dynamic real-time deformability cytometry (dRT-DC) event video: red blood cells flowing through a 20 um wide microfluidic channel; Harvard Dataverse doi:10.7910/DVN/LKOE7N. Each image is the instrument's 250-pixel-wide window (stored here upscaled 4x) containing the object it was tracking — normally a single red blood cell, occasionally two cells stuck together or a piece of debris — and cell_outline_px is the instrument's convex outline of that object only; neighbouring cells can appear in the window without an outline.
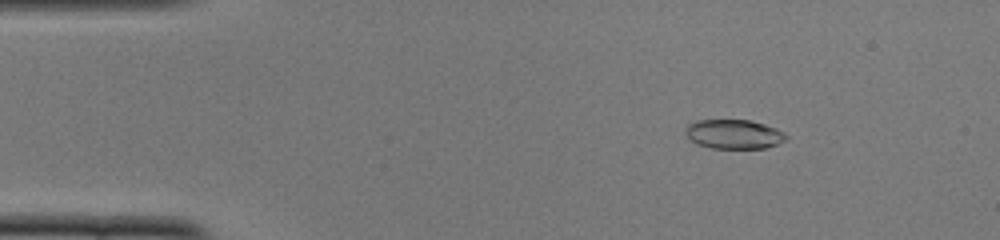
{"species": "common noctule bat (a hibernating species)", "species_latin": "Nyctalus noctula", "temperature_condition": "cold", "stored_images_in_passage": 50, "camera_frame_rate_fps": 3000, "um_per_image_px": 0.085, "animal": {"sex": "female", "body_mass_g": 22.0, "forearm_length_mm": 56.7}, "frame": {"image": 1, "passage_image": 6, "time_ms": 1.667, "image_size_px": [1000, 240], "cell_outline_px": [[788, 136], [784, 140], [776, 144], [764, 148], [712, 148], [696, 144], [684, 132], [688, 124], [696, 120], [748, 120], [764, 124], [776, 128], [784, 132]], "centroid_in_image_um": [62.36, 11.4], "position_along_channel_um": 22.6, "area_um2": 17.05}}
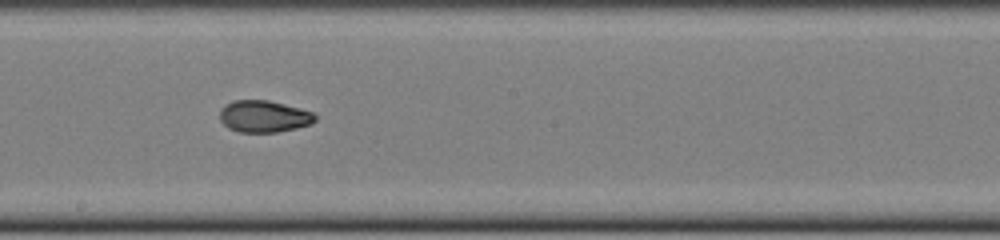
{"frame": {"image": 2, "passage_image": 27, "time_ms": 8.667, "image_size_px": [1000, 240], "cell_outline_px": [[316, 120], [312, 124], [296, 128], [276, 132], [240, 132], [228, 128], [220, 120], [220, 108], [224, 104], [232, 100], [268, 100], [300, 108], [312, 112], [316, 116]], "centroid_in_image_um": [22.41, 9.88], "position_along_channel_um": 225.8, "area_um2": 17.8}}
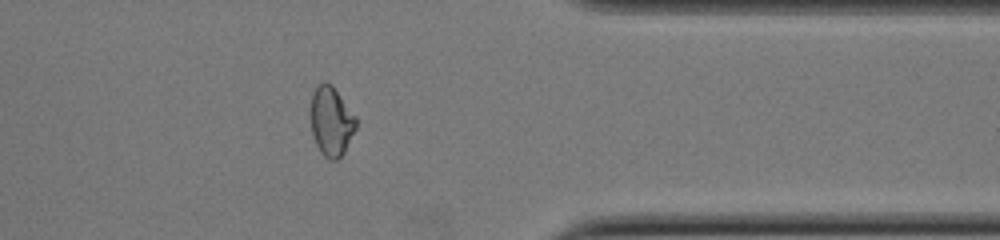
{"frame": {"image": 3, "passage_image": 40, "time_ms": 13.0, "image_size_px": [1000, 240], "cell_outline_px": [[356, 128], [344, 152], [336, 160], [328, 160], [320, 152], [312, 136], [312, 92], [324, 80], [332, 84], [356, 116]], "centroid_in_image_um": [28.17, 10.31], "position_along_channel_um": 383.2, "area_um2": 18.21}, "authors_computed_cell_mechanics": {"area_um2": 18.207, "velocity_mm_per_s": 3.9209, "shape_relaxation_time_tau1_ms": 6.2955, "shape_relaxation_time_tau2_ms": 2.5717, "deformation_change_tau1": 0.1784, "deformation_change_tau2": 0.0634}}